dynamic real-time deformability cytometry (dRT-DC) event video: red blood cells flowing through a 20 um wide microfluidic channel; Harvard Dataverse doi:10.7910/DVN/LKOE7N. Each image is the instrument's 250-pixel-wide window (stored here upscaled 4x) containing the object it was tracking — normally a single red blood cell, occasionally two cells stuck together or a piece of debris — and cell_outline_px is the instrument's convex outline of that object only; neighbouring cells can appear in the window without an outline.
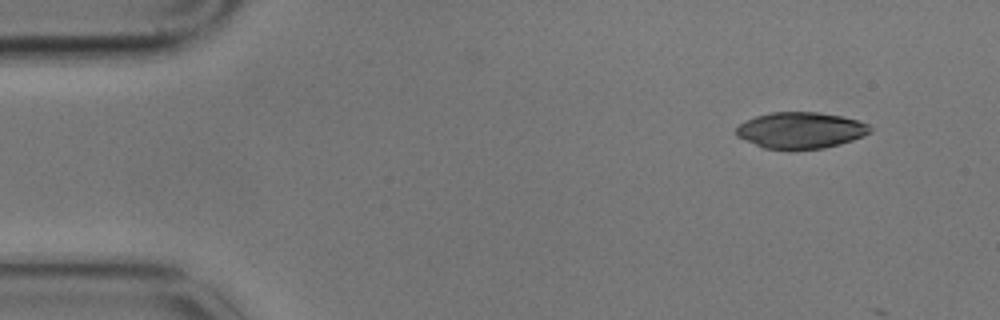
{"species": "common noctule bat (a hibernating species)", "species_latin": "Nyctalus noctula", "temperature_condition": "cold", "stored_images_in_passage": 4, "camera_frame_rate_fps": 3000, "um_per_image_px": 0.085, "animal": {"sex": "male", "body_mass_g": 17.9}, "frame": {"image": 1, "passage_image": 1, "time_ms": 0.0, "image_size_px": [1000, 320], "cell_outline_px": [[872, 132], [864, 136], [840, 144], [824, 148], [764, 148], [744, 140], [736, 136], [736, 128], [740, 124], [756, 116], [772, 112], [820, 112], [840, 116], [856, 120], [868, 124], [872, 128]], "centroid_in_image_um": [68.07, 11.06], "position_along_channel_um": 16.9, "area_um2": 27.98}}